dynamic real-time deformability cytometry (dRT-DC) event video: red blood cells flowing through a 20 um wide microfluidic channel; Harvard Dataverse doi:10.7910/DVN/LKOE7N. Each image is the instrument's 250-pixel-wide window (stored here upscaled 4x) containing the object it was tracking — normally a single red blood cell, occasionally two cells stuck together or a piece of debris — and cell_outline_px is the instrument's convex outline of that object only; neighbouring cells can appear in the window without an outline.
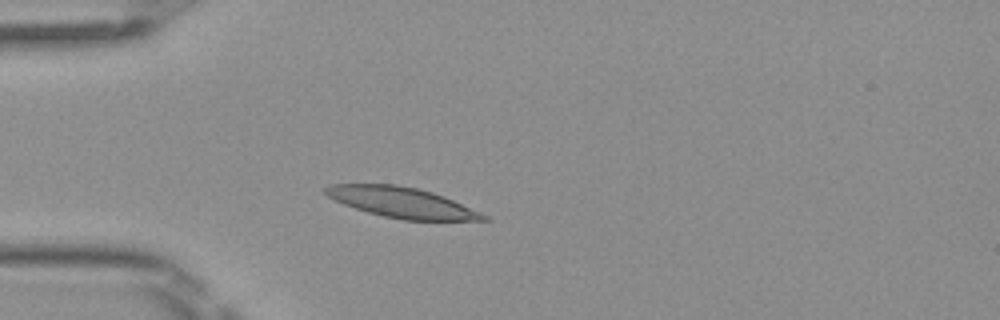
{"species": "Egyptian fruit bat (a non-hibernating species)", "species_latin": "Rousettus aegyptiacus", "temperature_condition": "room temperature", "stored_images_in_passage": 46, "camera_frame_rate_fps": 3000, "um_per_image_px": 0.085, "frame": {"image": 1, "passage_image": 10, "time_ms": 3.0, "image_size_px": [1000, 320], "cell_outline_px": [[492, 220], [404, 220], [384, 216], [368, 212], [344, 204], [328, 196], [324, 192], [324, 188], [328, 184], [396, 184], [416, 188], [432, 192], [444, 196], [480, 212], [488, 216]], "centroid_in_image_um": [34.15, 17.2], "position_along_channel_um": 50.8, "area_um2": 27.74}}
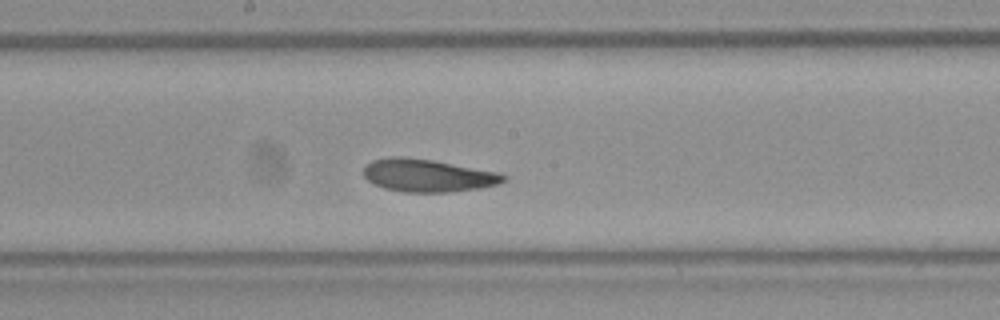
{"frame": {"image": 2, "passage_image": 23, "time_ms": 7.333, "image_size_px": [1000, 320], "cell_outline_px": [[508, 176], [504, 180], [496, 184], [480, 188], [448, 192], [404, 192], [384, 188], [368, 180], [364, 176], [364, 164], [372, 160], [388, 156], [400, 156], [432, 160], [496, 172]], "centroid_in_image_um": [36.3, 14.91], "position_along_channel_um": 211.9, "area_um2": 26.47}}
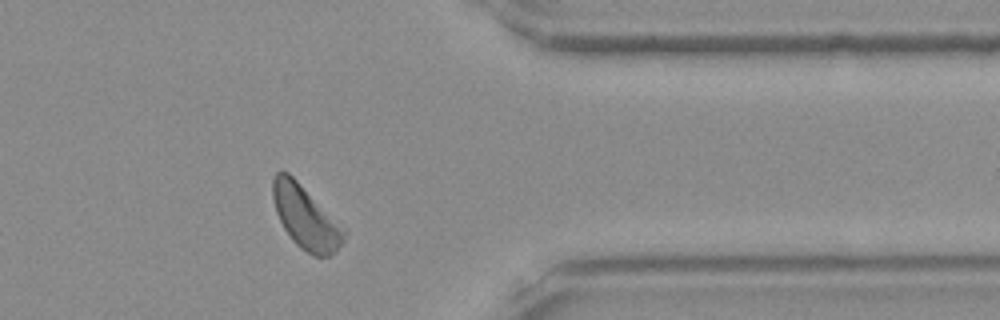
{"frame": {"image": 3, "passage_image": 37, "time_ms": 12.0, "image_size_px": [1000, 320], "cell_outline_px": [[348, 232], [344, 240], [336, 252], [328, 256], [312, 256], [300, 248], [292, 240], [284, 228], [276, 212], [272, 196], [272, 180], [276, 172], [288, 172]], "centroid_in_image_um": [25.98, 18.51], "position_along_channel_um": 385.4, "area_um2": 25.84}, "authors_computed_cell_mechanics": {"area_um2": 26.7903, "velocity_mm_per_s": 4.0139, "shape_relaxation_time_tau1_ms": 3.1071, "shape_relaxation_time_tau2_ms": 2.5995, "deformation_change_tau1": 0.0885, "deformation_change_tau2": 0.0984}}